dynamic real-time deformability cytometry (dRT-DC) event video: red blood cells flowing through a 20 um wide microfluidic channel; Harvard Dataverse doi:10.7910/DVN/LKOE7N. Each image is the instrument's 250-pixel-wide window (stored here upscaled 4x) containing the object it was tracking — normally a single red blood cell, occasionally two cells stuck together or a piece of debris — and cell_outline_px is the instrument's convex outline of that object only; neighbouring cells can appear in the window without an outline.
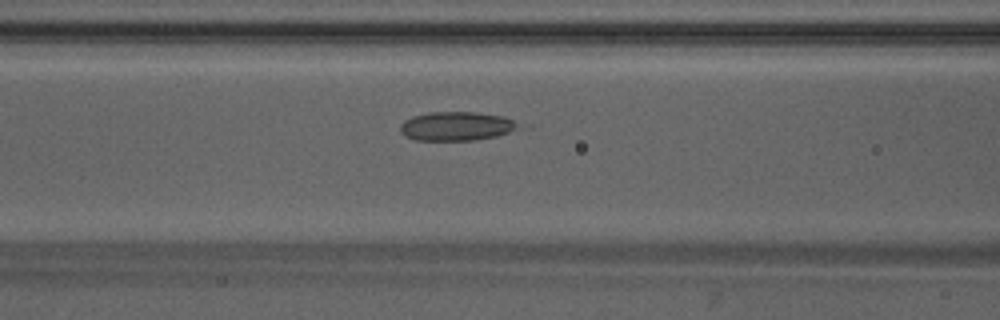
{"species": "Egyptian fruit bat (a non-hibernating species)", "species_latin": "Rousettus aegyptiacus", "temperature_condition": "warm", "stored_images_in_passage": 40, "camera_frame_rate_fps": 3000, "um_per_image_px": 0.085, "animal": {"sex": "male"}, "frame": {"image": 1, "passage_image": 12, "time_ms": 3.667, "image_size_px": [1000, 320], "cell_outline_px": [[520, 128], [496, 136], [476, 140], [416, 140], [404, 136], [400, 132], [400, 124], [404, 120], [412, 116], [428, 112], [476, 112], [504, 116], [512, 120]], "centroid_in_image_um": [38.74, 10.72], "position_along_channel_um": 127.9, "area_um2": 19.94}}
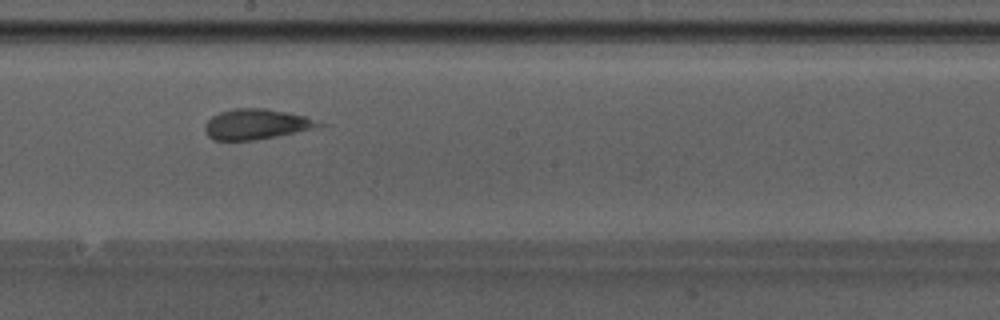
{"frame": {"image": 2, "passage_image": 19, "time_ms": 6.0, "image_size_px": [1000, 320], "cell_outline_px": [[332, 124], [276, 136], [256, 140], [216, 140], [208, 136], [204, 128], [204, 124], [212, 116], [220, 112], [236, 108], [264, 108], [308, 116]], "centroid_in_image_um": [21.85, 10.55], "position_along_channel_um": 226.3, "area_um2": 20.29}}
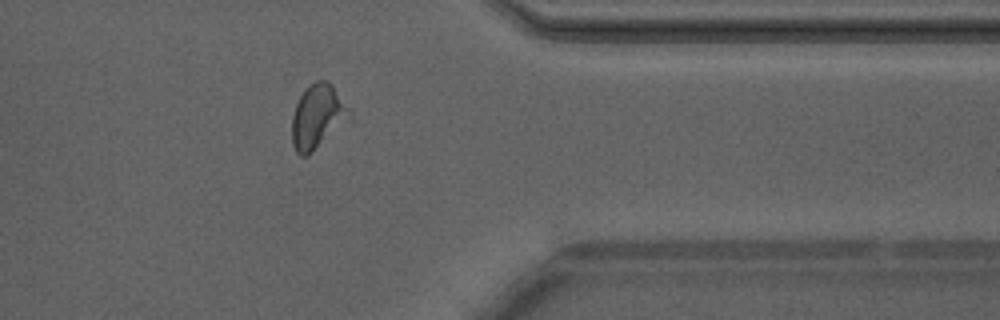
{"frame": {"image": 3, "passage_image": 31, "time_ms": 10.0, "image_size_px": [1000, 320], "cell_outline_px": [[356, 120], [312, 152], [304, 156], [300, 156], [296, 152], [292, 144], [292, 116], [296, 104], [304, 88], [308, 84], [316, 80], [328, 80], [332, 84], [352, 108]], "centroid_in_image_um": [27.12, 9.91], "position_along_channel_um": 384.3, "area_um2": 22.95}, "authors_computed_cell_mechanics": {"area_um2": 19.7965, "velocity_mm_per_s": 4.2375, "shape_relaxation_time_tau1_ms": null, "shape_relaxation_time_tau2_ms": 1.6944, "deformation_change_tau1": null, "deformation_change_tau2": 0.1038}}